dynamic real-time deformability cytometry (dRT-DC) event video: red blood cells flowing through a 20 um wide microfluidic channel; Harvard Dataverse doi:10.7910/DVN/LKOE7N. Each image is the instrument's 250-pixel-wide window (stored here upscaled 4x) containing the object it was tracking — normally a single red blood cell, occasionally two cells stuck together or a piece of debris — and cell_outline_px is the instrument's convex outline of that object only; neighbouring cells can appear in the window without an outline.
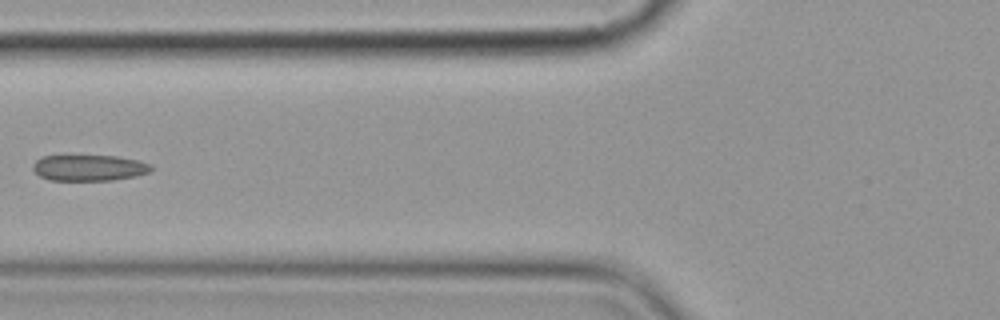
{"species": "common noctule bat (a hibernating species)", "species_latin": "Nyctalus noctula", "temperature_condition": "cold", "stored_images_in_passage": 6, "camera_frame_rate_fps": 3000, "um_per_image_px": 0.085, "animal": {"sex": "female", "body_mass_g": 19.9}, "frame": {"image": 1, "passage_image": 3, "time_ms": 2.333, "image_size_px": [1000, 320], "cell_outline_px": [[152, 168], [148, 172], [136, 176], [112, 180], [52, 180], [40, 176], [32, 168], [32, 164], [40, 156], [116, 156], [140, 160], [152, 164]], "centroid_in_image_um": [7.58, 14.26], "position_along_channel_um": 118.2, "area_um2": 17.92}}
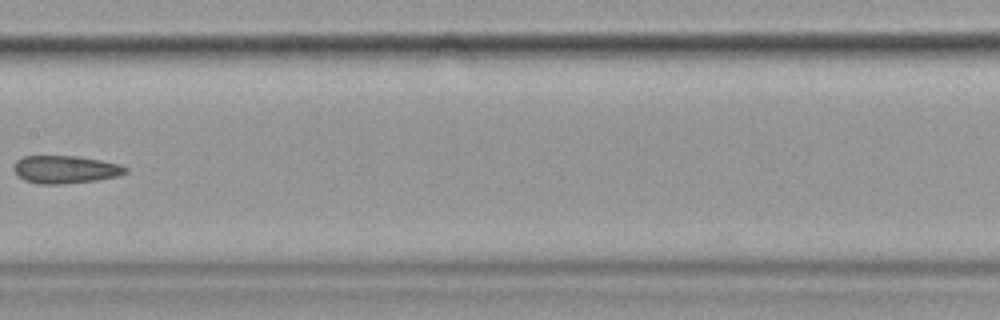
{"frame": {"image": 2, "passage_image": 5, "time_ms": 4.667, "image_size_px": [1000, 320], "cell_outline_px": [[128, 172], [120, 176], [96, 180], [60, 184], [40, 184], [24, 180], [16, 176], [12, 168], [16, 160], [24, 156], [76, 156], [100, 160], [120, 164], [128, 168]], "centroid_in_image_um": [5.54, 14.4], "position_along_channel_um": 201.9, "area_um2": 18.26}}
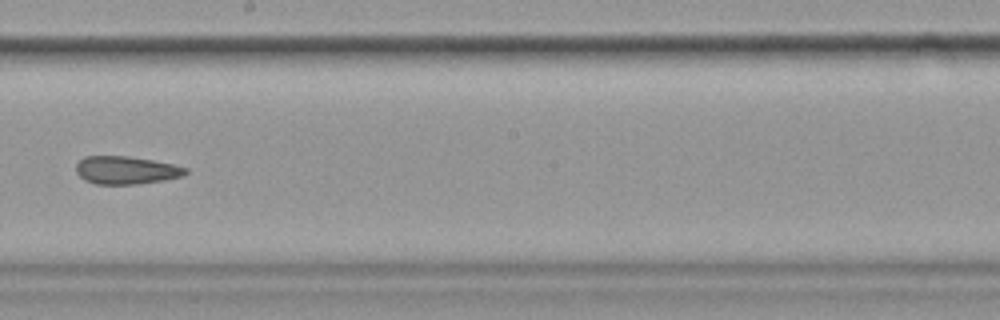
{"frame": {"image": 3, "passage_image": 6, "time_ms": 5.667, "image_size_px": [1000, 320], "cell_outline_px": [[188, 172], [180, 176], [164, 180], [136, 184], [96, 184], [84, 180], [76, 172], [76, 164], [84, 156], [128, 156], [152, 160], [172, 164], [188, 168]], "centroid_in_image_um": [10.69, 14.46], "position_along_channel_um": 237.5, "area_um2": 17.74}}